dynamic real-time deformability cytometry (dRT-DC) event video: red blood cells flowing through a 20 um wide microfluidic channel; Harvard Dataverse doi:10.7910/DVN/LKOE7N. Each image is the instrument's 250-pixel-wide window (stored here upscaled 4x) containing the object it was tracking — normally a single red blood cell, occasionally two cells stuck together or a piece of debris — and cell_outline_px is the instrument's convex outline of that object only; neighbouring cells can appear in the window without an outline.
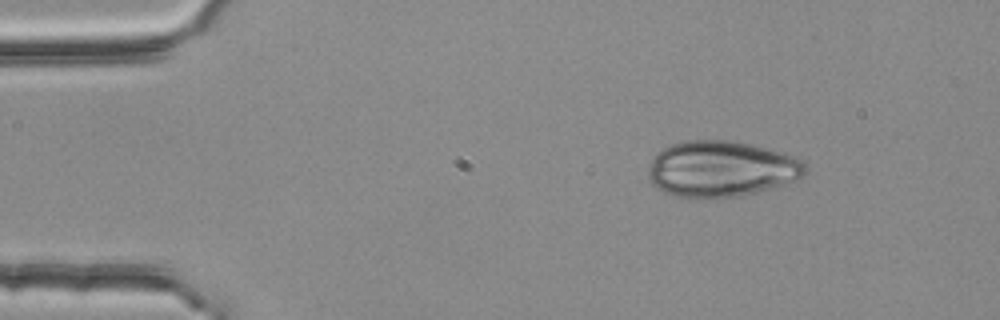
{"species": "common noctule bat (a hibernating species)", "species_latin": "Nyctalus noctula", "temperature_condition": "room temperature", "stored_images_in_passage": 3, "camera_frame_rate_fps": 3000, "um_per_image_px": 0.085, "animal": {"sex": "female", "body_mass_g": 25.1}, "frame": {"image": 1, "passage_image": 1, "time_ms": 0.0, "image_size_px": [1000, 320], "cell_outline_px": [[808, 172], [800, 180], [744, 196], [680, 196], [664, 192], [656, 188], [648, 180], [648, 168], [652, 156], [656, 152], [672, 144], [688, 140], [728, 140], [748, 144], [780, 152], [792, 156], [800, 160], [808, 168]], "centroid_in_image_um": [61.31, 14.35], "position_along_channel_um": 23.7, "area_um2": 51.1}}